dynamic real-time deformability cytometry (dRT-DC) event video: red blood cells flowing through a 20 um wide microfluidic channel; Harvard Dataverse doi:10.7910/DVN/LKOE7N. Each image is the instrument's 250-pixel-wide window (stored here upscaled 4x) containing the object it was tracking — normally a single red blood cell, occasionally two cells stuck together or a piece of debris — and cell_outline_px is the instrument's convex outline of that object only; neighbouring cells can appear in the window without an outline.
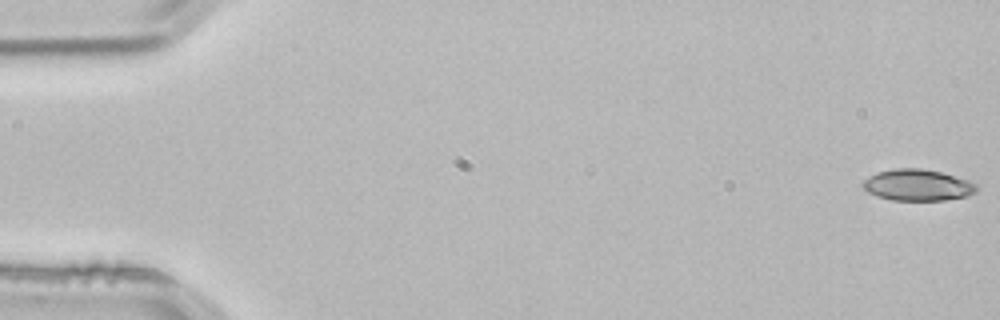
{"species": "common noctule bat (a hibernating species)", "species_latin": "Nyctalus noctula", "temperature_condition": "room temperature", "stored_images_in_passage": 53, "camera_frame_rate_fps": 3000, "um_per_image_px": 0.085, "animal": {"sex": "male", "body_mass_g": 21.5, "forearm_length_mm": 52.0}, "frame": {"image": 1, "passage_image": 1, "time_ms": 0.0, "image_size_px": [1000, 320], "cell_outline_px": [[976, 192], [968, 196], [944, 200], [892, 200], [876, 196], [868, 192], [860, 184], [868, 176], [876, 172], [896, 168], [920, 168], [940, 172], [968, 180], [976, 184]], "centroid_in_image_um": [77.96, 15.73], "position_along_channel_um": 7.0, "area_um2": 20.81}}
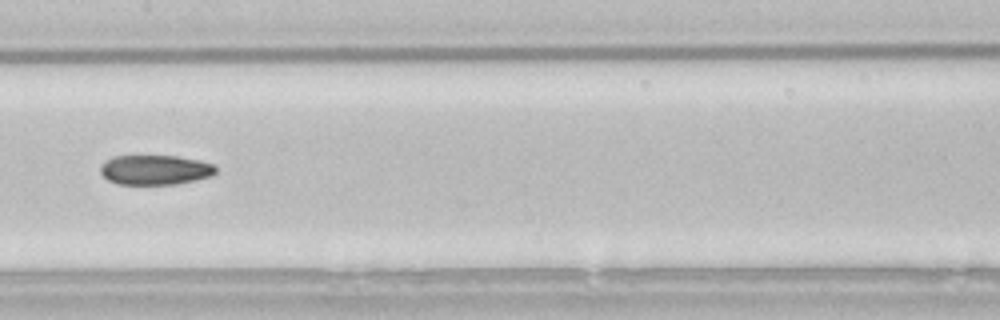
{"frame": {"image": 2, "passage_image": 27, "time_ms": 8.667, "image_size_px": [1000, 320], "cell_outline_px": [[216, 172], [212, 176], [196, 180], [176, 184], [120, 184], [108, 180], [100, 172], [100, 168], [104, 160], [112, 156], [176, 156], [200, 160], [212, 164], [216, 168]], "centroid_in_image_um": [13.18, 14.43], "position_along_channel_um": 194.2, "area_um2": 20.06}}
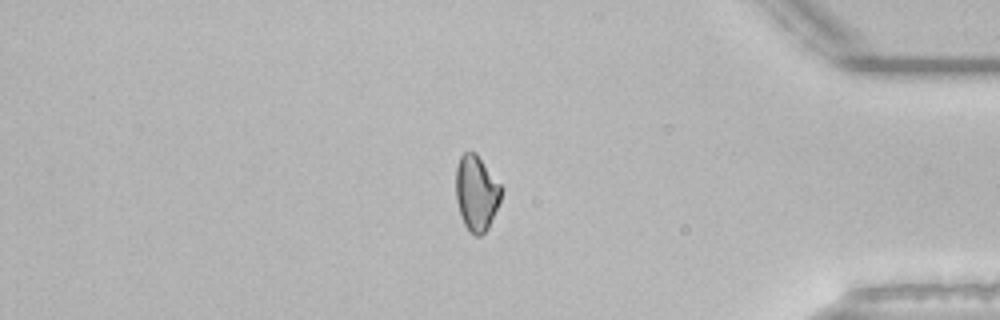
{"frame": {"image": 3, "passage_image": 45, "time_ms": 14.667, "image_size_px": [1000, 320], "cell_outline_px": [[504, 188], [500, 200], [488, 228], [480, 236], [472, 236], [464, 224], [460, 216], [456, 200], [456, 168], [460, 156], [464, 152], [476, 152]], "centroid_in_image_um": [40.5, 16.41], "position_along_channel_um": 394.7, "area_um2": 20.17}, "authors_computed_cell_mechanics": {"area_um2": 20.808, "velocity_mm_per_s": 3.8451, "shape_relaxation_time_tau1_ms": null, "shape_relaxation_time_tau2_ms": 8.29, "deformation_change_tau1": null, "deformation_change_tau2": 0.1509}}